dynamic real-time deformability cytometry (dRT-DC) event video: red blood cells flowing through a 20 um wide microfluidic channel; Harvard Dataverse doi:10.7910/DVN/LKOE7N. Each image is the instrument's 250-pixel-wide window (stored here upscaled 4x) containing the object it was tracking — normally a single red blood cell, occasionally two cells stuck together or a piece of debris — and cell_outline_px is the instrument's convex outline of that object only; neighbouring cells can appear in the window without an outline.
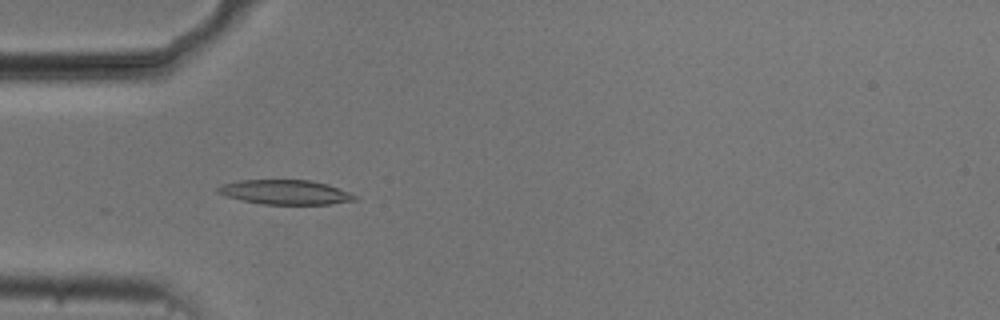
{"species": "common noctule bat (a hibernating species)", "species_latin": "Nyctalus noctula", "temperature_condition": "cold", "stored_images_in_passage": 39, "camera_frame_rate_fps": 3000, "um_per_image_px": 0.085, "animal": {"sex": "male", "body_mass_g": 20.5, "forearm_length_mm": 52.5}, "frame": {"image": 1, "passage_image": 5, "time_ms": 1.333, "image_size_px": [1000, 320], "cell_outline_px": [[356, 200], [328, 204], [260, 204], [240, 200], [224, 196], [216, 192], [216, 188], [220, 184], [240, 180], [312, 180], [328, 184], [348, 192], [356, 196]], "centroid_in_image_um": [24.17, 16.33], "position_along_channel_um": 60.8, "area_um2": 19.65}}
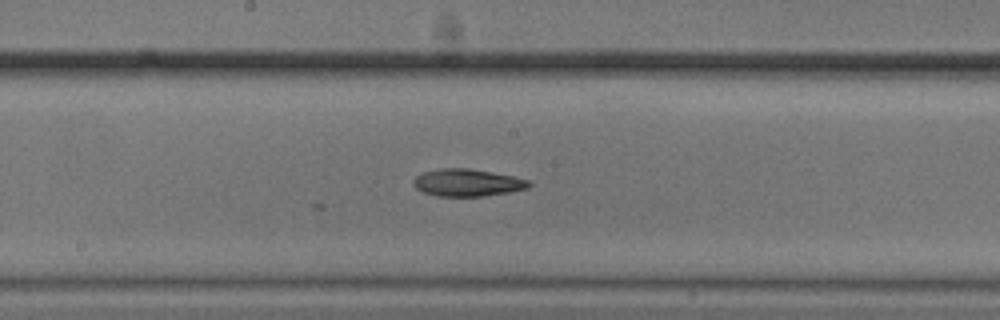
{"frame": {"image": 2, "passage_image": 17, "time_ms": 5.333, "image_size_px": [1000, 320], "cell_outline_px": [[532, 184], [528, 188], [508, 192], [484, 196], [436, 196], [424, 192], [416, 188], [412, 184], [412, 180], [416, 176], [424, 172], [440, 168], [468, 168], [492, 172], [532, 180]], "centroid_in_image_um": [39.73, 15.52], "position_along_channel_um": 208.5, "area_um2": 18.44}}
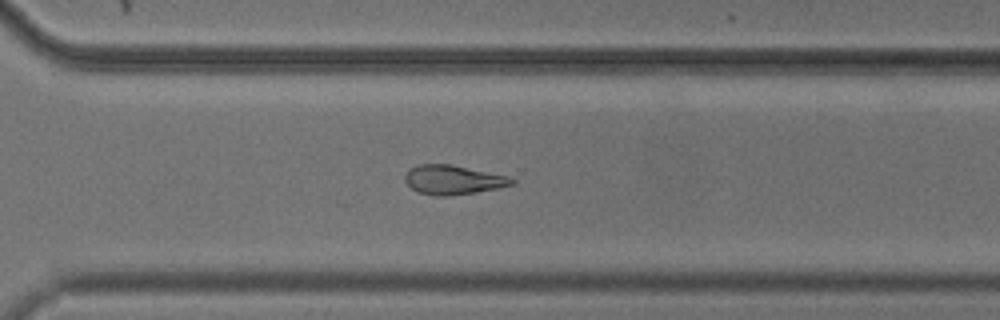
{"frame": {"image": 3, "passage_image": 27, "time_ms": 8.667, "image_size_px": [1000, 320], "cell_outline_px": [[516, 184], [500, 188], [448, 196], [436, 196], [416, 192], [404, 180], [404, 176], [408, 168], [416, 164], [452, 164], [508, 176], [516, 180]], "centroid_in_image_um": [38.5, 15.28], "position_along_channel_um": 332.1, "area_um2": 18.5}}